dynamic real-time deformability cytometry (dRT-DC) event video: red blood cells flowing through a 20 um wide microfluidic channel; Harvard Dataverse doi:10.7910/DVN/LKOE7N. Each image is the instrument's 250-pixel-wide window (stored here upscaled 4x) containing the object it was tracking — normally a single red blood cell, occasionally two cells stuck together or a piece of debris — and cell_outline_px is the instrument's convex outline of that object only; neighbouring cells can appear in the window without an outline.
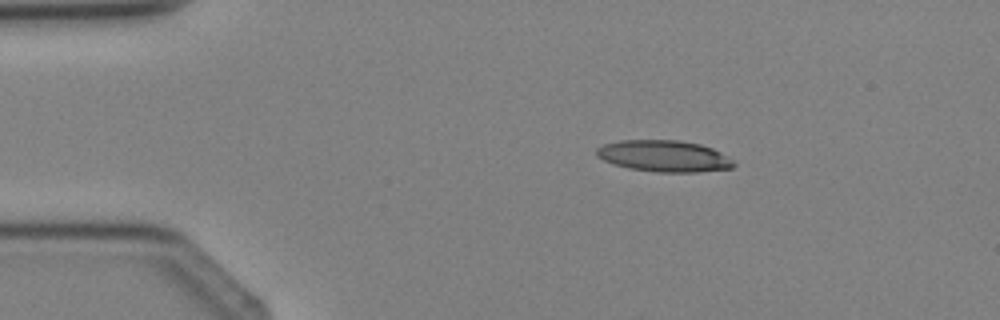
{"species": "Egyptian fruit bat (a non-hibernating species)", "species_latin": "Rousettus aegyptiacus", "temperature_condition": "cold", "stored_images_in_passage": 3, "segment_of_instrument_passage": [1, 2], "camera_frame_rate_fps": 3000, "um_per_image_px": 0.085, "animal": {"sex": "female"}, "frame": {"image": 1, "passage_image": 1, "time_ms": 0.0, "image_size_px": [1000, 320], "cell_outline_px": [[736, 164], [732, 168], [696, 172], [656, 172], [628, 168], [604, 160], [596, 156], [596, 148], [604, 144], [620, 140], [676, 140], [700, 144], [712, 148], [720, 152], [732, 160]], "centroid_in_image_um": [56.43, 13.26], "position_along_channel_um": 28.6, "area_um2": 25.03}}